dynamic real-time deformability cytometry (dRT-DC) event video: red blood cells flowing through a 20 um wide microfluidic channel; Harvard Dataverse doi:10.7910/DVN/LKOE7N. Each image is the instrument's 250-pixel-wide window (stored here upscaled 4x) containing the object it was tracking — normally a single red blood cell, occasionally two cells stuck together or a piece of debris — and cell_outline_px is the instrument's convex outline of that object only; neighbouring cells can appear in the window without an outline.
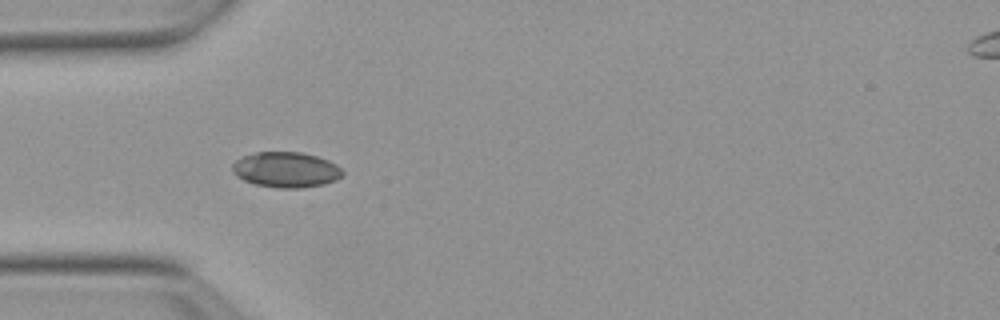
{"species": "Egyptian fruit bat (a non-hibernating species)", "species_latin": "Rousettus aegyptiacus", "temperature_condition": "warm", "stored_images_in_passage": 38, "camera_frame_rate_fps": 3000, "um_per_image_px": 0.085, "animal": {"sex": "female"}, "frame": {"image": 1, "passage_image": 1, "time_ms": 0.0, "image_size_px": [1000, 320], "cell_outline_px": [[344, 176], [336, 180], [324, 184], [300, 188], [276, 188], [256, 184], [244, 180], [236, 176], [232, 172], [232, 164], [236, 160], [244, 156], [256, 152], [300, 152], [316, 156], [328, 160], [336, 164], [344, 172]], "centroid_in_image_um": [24.32, 14.43], "position_along_channel_um": 60.7, "area_um2": 22.83}}
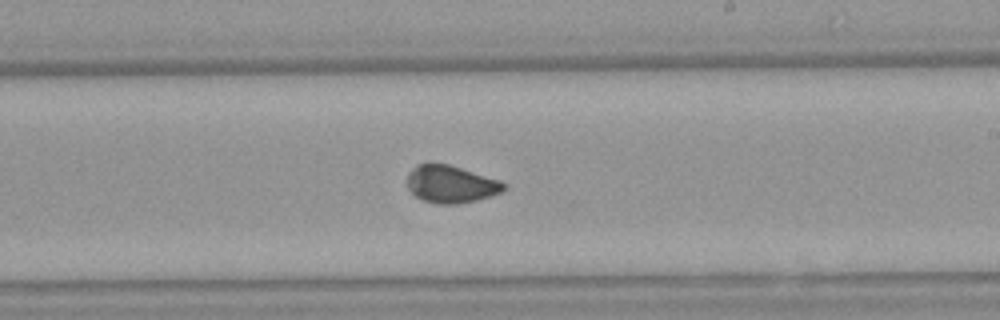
{"frame": {"image": 2, "passage_image": 16, "time_ms": 5.0, "image_size_px": [1000, 320], "cell_outline_px": [[504, 188], [500, 192], [476, 200], [456, 204], [436, 204], [420, 200], [408, 188], [408, 172], [412, 168], [420, 164], [448, 164], [500, 180], [504, 184]], "centroid_in_image_um": [38.28, 15.66], "position_along_channel_um": 250.7, "area_um2": 20.75}}
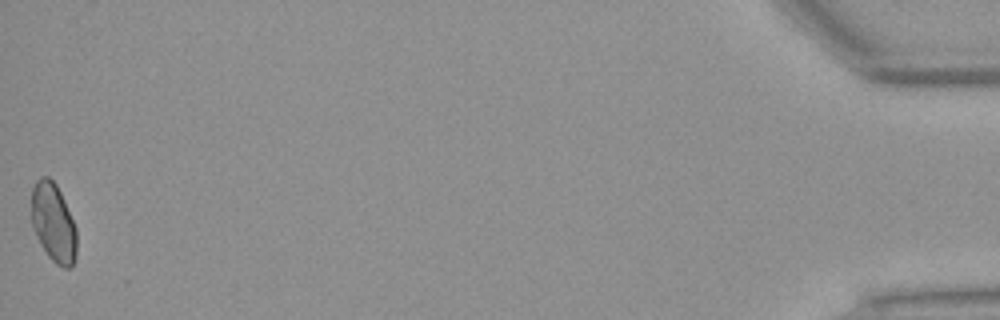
{"frame": {"image": 3, "passage_image": 38, "time_ms": 12.333, "image_size_px": [1000, 320], "cell_outline_px": [[76, 256], [72, 268], [64, 268], [56, 264], [48, 256], [40, 244], [32, 228], [32, 188], [36, 180], [40, 176], [48, 176], [56, 184], [60, 192], [76, 228]], "centroid_in_image_um": [4.53, 18.95], "position_along_channel_um": 430.7, "area_um2": 20.81}, "authors_computed_cell_mechanics": {"area_um2": 21.0681, "velocity_mm_per_s": 3.8348, "shape_relaxation_time_tau1_ms": null, "shape_relaxation_time_tau2_ms": 0.7244, "deformation_change_tau1": null, "deformation_change_tau2": 0.0458}}